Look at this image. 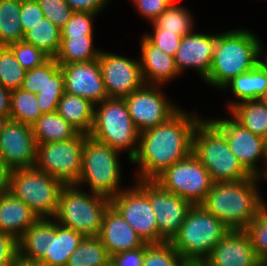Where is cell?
<instances>
[{
  "instance_id": "obj_1",
  "label": "cell",
  "mask_w": 267,
  "mask_h": 266,
  "mask_svg": "<svg viewBox=\"0 0 267 266\" xmlns=\"http://www.w3.org/2000/svg\"><path fill=\"white\" fill-rule=\"evenodd\" d=\"M201 120L196 112L189 115L181 108L166 122L139 132L137 152L130 161L139 167L137 180H155L172 164L189 156L193 133Z\"/></svg>"
},
{
  "instance_id": "obj_2",
  "label": "cell",
  "mask_w": 267,
  "mask_h": 266,
  "mask_svg": "<svg viewBox=\"0 0 267 266\" xmlns=\"http://www.w3.org/2000/svg\"><path fill=\"white\" fill-rule=\"evenodd\" d=\"M260 179L214 182L201 206L230 230H245L266 204L257 186Z\"/></svg>"
},
{
  "instance_id": "obj_3",
  "label": "cell",
  "mask_w": 267,
  "mask_h": 266,
  "mask_svg": "<svg viewBox=\"0 0 267 266\" xmlns=\"http://www.w3.org/2000/svg\"><path fill=\"white\" fill-rule=\"evenodd\" d=\"M263 50L257 35L246 29L217 34L212 66L204 82L222 89L232 78L248 72L262 61Z\"/></svg>"
},
{
  "instance_id": "obj_4",
  "label": "cell",
  "mask_w": 267,
  "mask_h": 266,
  "mask_svg": "<svg viewBox=\"0 0 267 266\" xmlns=\"http://www.w3.org/2000/svg\"><path fill=\"white\" fill-rule=\"evenodd\" d=\"M230 230L201 205L193 206L170 241L190 266H199Z\"/></svg>"
},
{
  "instance_id": "obj_5",
  "label": "cell",
  "mask_w": 267,
  "mask_h": 266,
  "mask_svg": "<svg viewBox=\"0 0 267 266\" xmlns=\"http://www.w3.org/2000/svg\"><path fill=\"white\" fill-rule=\"evenodd\" d=\"M192 152L213 182H237L251 177L229 148L225 136L209 119H202L195 128Z\"/></svg>"
},
{
  "instance_id": "obj_6",
  "label": "cell",
  "mask_w": 267,
  "mask_h": 266,
  "mask_svg": "<svg viewBox=\"0 0 267 266\" xmlns=\"http://www.w3.org/2000/svg\"><path fill=\"white\" fill-rule=\"evenodd\" d=\"M110 205L111 200L107 197L86 193L75 184L64 185L54 219L83 237H98L105 211Z\"/></svg>"
},
{
  "instance_id": "obj_7",
  "label": "cell",
  "mask_w": 267,
  "mask_h": 266,
  "mask_svg": "<svg viewBox=\"0 0 267 266\" xmlns=\"http://www.w3.org/2000/svg\"><path fill=\"white\" fill-rule=\"evenodd\" d=\"M88 136L121 153L128 150V159L132 160L138 148L139 131L131 120L124 98H108L95 105Z\"/></svg>"
},
{
  "instance_id": "obj_8",
  "label": "cell",
  "mask_w": 267,
  "mask_h": 266,
  "mask_svg": "<svg viewBox=\"0 0 267 266\" xmlns=\"http://www.w3.org/2000/svg\"><path fill=\"white\" fill-rule=\"evenodd\" d=\"M121 152L109 145L102 144L91 137L85 139L82 167L75 185L87 184L90 192L110 200L117 196L121 189V165L118 159ZM121 186V187H120Z\"/></svg>"
},
{
  "instance_id": "obj_9",
  "label": "cell",
  "mask_w": 267,
  "mask_h": 266,
  "mask_svg": "<svg viewBox=\"0 0 267 266\" xmlns=\"http://www.w3.org/2000/svg\"><path fill=\"white\" fill-rule=\"evenodd\" d=\"M64 184L35 167L11 170L9 192L27 204L38 218H54Z\"/></svg>"
},
{
  "instance_id": "obj_10",
  "label": "cell",
  "mask_w": 267,
  "mask_h": 266,
  "mask_svg": "<svg viewBox=\"0 0 267 266\" xmlns=\"http://www.w3.org/2000/svg\"><path fill=\"white\" fill-rule=\"evenodd\" d=\"M87 134L78 133L67 141L37 144L34 167L54 176L64 185L76 184L82 167L83 148Z\"/></svg>"
},
{
  "instance_id": "obj_11",
  "label": "cell",
  "mask_w": 267,
  "mask_h": 266,
  "mask_svg": "<svg viewBox=\"0 0 267 266\" xmlns=\"http://www.w3.org/2000/svg\"><path fill=\"white\" fill-rule=\"evenodd\" d=\"M154 181L164 190L184 198L193 206L204 202L214 183L208 170L193 152L172 164Z\"/></svg>"
},
{
  "instance_id": "obj_12",
  "label": "cell",
  "mask_w": 267,
  "mask_h": 266,
  "mask_svg": "<svg viewBox=\"0 0 267 266\" xmlns=\"http://www.w3.org/2000/svg\"><path fill=\"white\" fill-rule=\"evenodd\" d=\"M147 194L158 225V244L170 242L177 234L193 205L184 198L164 190L154 180H137Z\"/></svg>"
},
{
  "instance_id": "obj_13",
  "label": "cell",
  "mask_w": 267,
  "mask_h": 266,
  "mask_svg": "<svg viewBox=\"0 0 267 266\" xmlns=\"http://www.w3.org/2000/svg\"><path fill=\"white\" fill-rule=\"evenodd\" d=\"M160 85L144 84L124 100L136 129L141 132L166 122L180 107L170 102Z\"/></svg>"
},
{
  "instance_id": "obj_14",
  "label": "cell",
  "mask_w": 267,
  "mask_h": 266,
  "mask_svg": "<svg viewBox=\"0 0 267 266\" xmlns=\"http://www.w3.org/2000/svg\"><path fill=\"white\" fill-rule=\"evenodd\" d=\"M135 186V187H134ZM111 199V205L144 243L158 244V225L147 194L135 184Z\"/></svg>"
},
{
  "instance_id": "obj_15",
  "label": "cell",
  "mask_w": 267,
  "mask_h": 266,
  "mask_svg": "<svg viewBox=\"0 0 267 266\" xmlns=\"http://www.w3.org/2000/svg\"><path fill=\"white\" fill-rule=\"evenodd\" d=\"M227 140L229 148L238 159L241 166L251 175L262 178L265 175V170H261L256 165L260 159L266 157L264 154L263 137L255 135L233 117L232 119H210L209 120ZM260 169V170H259Z\"/></svg>"
},
{
  "instance_id": "obj_16",
  "label": "cell",
  "mask_w": 267,
  "mask_h": 266,
  "mask_svg": "<svg viewBox=\"0 0 267 266\" xmlns=\"http://www.w3.org/2000/svg\"><path fill=\"white\" fill-rule=\"evenodd\" d=\"M98 61L108 98H124L145 84L140 60L101 51Z\"/></svg>"
},
{
  "instance_id": "obj_17",
  "label": "cell",
  "mask_w": 267,
  "mask_h": 266,
  "mask_svg": "<svg viewBox=\"0 0 267 266\" xmlns=\"http://www.w3.org/2000/svg\"><path fill=\"white\" fill-rule=\"evenodd\" d=\"M36 152L32 126L9 119L0 133V158L12 170L34 167Z\"/></svg>"
},
{
  "instance_id": "obj_18",
  "label": "cell",
  "mask_w": 267,
  "mask_h": 266,
  "mask_svg": "<svg viewBox=\"0 0 267 266\" xmlns=\"http://www.w3.org/2000/svg\"><path fill=\"white\" fill-rule=\"evenodd\" d=\"M65 92L90 100L94 105L108 99L98 59L60 64Z\"/></svg>"
},
{
  "instance_id": "obj_19",
  "label": "cell",
  "mask_w": 267,
  "mask_h": 266,
  "mask_svg": "<svg viewBox=\"0 0 267 266\" xmlns=\"http://www.w3.org/2000/svg\"><path fill=\"white\" fill-rule=\"evenodd\" d=\"M199 266H263L245 230H228Z\"/></svg>"
},
{
  "instance_id": "obj_20",
  "label": "cell",
  "mask_w": 267,
  "mask_h": 266,
  "mask_svg": "<svg viewBox=\"0 0 267 266\" xmlns=\"http://www.w3.org/2000/svg\"><path fill=\"white\" fill-rule=\"evenodd\" d=\"M216 42L217 34L192 32L183 36L174 55L179 74H182L187 68H193L204 80L212 66Z\"/></svg>"
},
{
  "instance_id": "obj_21",
  "label": "cell",
  "mask_w": 267,
  "mask_h": 266,
  "mask_svg": "<svg viewBox=\"0 0 267 266\" xmlns=\"http://www.w3.org/2000/svg\"><path fill=\"white\" fill-rule=\"evenodd\" d=\"M98 238L110 256L135 250L145 244L112 205L105 211Z\"/></svg>"
},
{
  "instance_id": "obj_22",
  "label": "cell",
  "mask_w": 267,
  "mask_h": 266,
  "mask_svg": "<svg viewBox=\"0 0 267 266\" xmlns=\"http://www.w3.org/2000/svg\"><path fill=\"white\" fill-rule=\"evenodd\" d=\"M140 47V67L145 84L162 85L180 76L173 56L164 53L145 36L142 37Z\"/></svg>"
},
{
  "instance_id": "obj_23",
  "label": "cell",
  "mask_w": 267,
  "mask_h": 266,
  "mask_svg": "<svg viewBox=\"0 0 267 266\" xmlns=\"http://www.w3.org/2000/svg\"><path fill=\"white\" fill-rule=\"evenodd\" d=\"M84 237L74 229L48 218V244L45 257L40 261L46 266H67L71 254Z\"/></svg>"
},
{
  "instance_id": "obj_24",
  "label": "cell",
  "mask_w": 267,
  "mask_h": 266,
  "mask_svg": "<svg viewBox=\"0 0 267 266\" xmlns=\"http://www.w3.org/2000/svg\"><path fill=\"white\" fill-rule=\"evenodd\" d=\"M37 219L30 207L10 192L0 194V231L18 240Z\"/></svg>"
},
{
  "instance_id": "obj_25",
  "label": "cell",
  "mask_w": 267,
  "mask_h": 266,
  "mask_svg": "<svg viewBox=\"0 0 267 266\" xmlns=\"http://www.w3.org/2000/svg\"><path fill=\"white\" fill-rule=\"evenodd\" d=\"M228 88L240 100L238 102L259 99L267 89V56L264 55L263 60L253 69L232 78L223 86L222 90Z\"/></svg>"
},
{
  "instance_id": "obj_26",
  "label": "cell",
  "mask_w": 267,
  "mask_h": 266,
  "mask_svg": "<svg viewBox=\"0 0 267 266\" xmlns=\"http://www.w3.org/2000/svg\"><path fill=\"white\" fill-rule=\"evenodd\" d=\"M94 110L95 105L90 100L65 92L56 112L79 133L88 135L94 121Z\"/></svg>"
},
{
  "instance_id": "obj_27",
  "label": "cell",
  "mask_w": 267,
  "mask_h": 266,
  "mask_svg": "<svg viewBox=\"0 0 267 266\" xmlns=\"http://www.w3.org/2000/svg\"><path fill=\"white\" fill-rule=\"evenodd\" d=\"M228 112L244 128L263 137L267 132V106L259 99L228 102Z\"/></svg>"
},
{
  "instance_id": "obj_28",
  "label": "cell",
  "mask_w": 267,
  "mask_h": 266,
  "mask_svg": "<svg viewBox=\"0 0 267 266\" xmlns=\"http://www.w3.org/2000/svg\"><path fill=\"white\" fill-rule=\"evenodd\" d=\"M32 128L37 144L67 141L79 133L57 112L43 114Z\"/></svg>"
},
{
  "instance_id": "obj_29",
  "label": "cell",
  "mask_w": 267,
  "mask_h": 266,
  "mask_svg": "<svg viewBox=\"0 0 267 266\" xmlns=\"http://www.w3.org/2000/svg\"><path fill=\"white\" fill-rule=\"evenodd\" d=\"M48 244V218H38L18 239V255L40 262Z\"/></svg>"
},
{
  "instance_id": "obj_30",
  "label": "cell",
  "mask_w": 267,
  "mask_h": 266,
  "mask_svg": "<svg viewBox=\"0 0 267 266\" xmlns=\"http://www.w3.org/2000/svg\"><path fill=\"white\" fill-rule=\"evenodd\" d=\"M93 42V35L61 37L60 48L55 59L59 64L87 62L98 59L102 50L95 48Z\"/></svg>"
},
{
  "instance_id": "obj_31",
  "label": "cell",
  "mask_w": 267,
  "mask_h": 266,
  "mask_svg": "<svg viewBox=\"0 0 267 266\" xmlns=\"http://www.w3.org/2000/svg\"><path fill=\"white\" fill-rule=\"evenodd\" d=\"M60 31L58 26L44 17L24 33L22 41L37 47L50 58H55L61 43Z\"/></svg>"
},
{
  "instance_id": "obj_32",
  "label": "cell",
  "mask_w": 267,
  "mask_h": 266,
  "mask_svg": "<svg viewBox=\"0 0 267 266\" xmlns=\"http://www.w3.org/2000/svg\"><path fill=\"white\" fill-rule=\"evenodd\" d=\"M20 13L21 0H0V46L23 40Z\"/></svg>"
},
{
  "instance_id": "obj_33",
  "label": "cell",
  "mask_w": 267,
  "mask_h": 266,
  "mask_svg": "<svg viewBox=\"0 0 267 266\" xmlns=\"http://www.w3.org/2000/svg\"><path fill=\"white\" fill-rule=\"evenodd\" d=\"M67 266H110V255L98 237H84Z\"/></svg>"
},
{
  "instance_id": "obj_34",
  "label": "cell",
  "mask_w": 267,
  "mask_h": 266,
  "mask_svg": "<svg viewBox=\"0 0 267 266\" xmlns=\"http://www.w3.org/2000/svg\"><path fill=\"white\" fill-rule=\"evenodd\" d=\"M153 30L177 33L185 36L193 32V16L186 7L175 2L162 12L153 22Z\"/></svg>"
},
{
  "instance_id": "obj_35",
  "label": "cell",
  "mask_w": 267,
  "mask_h": 266,
  "mask_svg": "<svg viewBox=\"0 0 267 266\" xmlns=\"http://www.w3.org/2000/svg\"><path fill=\"white\" fill-rule=\"evenodd\" d=\"M43 115L34 93L22 88L11 91L10 119L33 126Z\"/></svg>"
},
{
  "instance_id": "obj_36",
  "label": "cell",
  "mask_w": 267,
  "mask_h": 266,
  "mask_svg": "<svg viewBox=\"0 0 267 266\" xmlns=\"http://www.w3.org/2000/svg\"><path fill=\"white\" fill-rule=\"evenodd\" d=\"M26 69L7 46H0V84L9 90L22 87Z\"/></svg>"
},
{
  "instance_id": "obj_37",
  "label": "cell",
  "mask_w": 267,
  "mask_h": 266,
  "mask_svg": "<svg viewBox=\"0 0 267 266\" xmlns=\"http://www.w3.org/2000/svg\"><path fill=\"white\" fill-rule=\"evenodd\" d=\"M143 266H190L170 242L145 243Z\"/></svg>"
},
{
  "instance_id": "obj_38",
  "label": "cell",
  "mask_w": 267,
  "mask_h": 266,
  "mask_svg": "<svg viewBox=\"0 0 267 266\" xmlns=\"http://www.w3.org/2000/svg\"><path fill=\"white\" fill-rule=\"evenodd\" d=\"M245 231L249 234L253 249L263 266H267V205L257 213Z\"/></svg>"
},
{
  "instance_id": "obj_39",
  "label": "cell",
  "mask_w": 267,
  "mask_h": 266,
  "mask_svg": "<svg viewBox=\"0 0 267 266\" xmlns=\"http://www.w3.org/2000/svg\"><path fill=\"white\" fill-rule=\"evenodd\" d=\"M64 93V75L60 69L53 77H48L47 85L36 94L42 113L56 112Z\"/></svg>"
},
{
  "instance_id": "obj_40",
  "label": "cell",
  "mask_w": 267,
  "mask_h": 266,
  "mask_svg": "<svg viewBox=\"0 0 267 266\" xmlns=\"http://www.w3.org/2000/svg\"><path fill=\"white\" fill-rule=\"evenodd\" d=\"M60 70V64L55 58H49L45 63L33 69L26 70L22 89L37 94L48 83V77H53Z\"/></svg>"
},
{
  "instance_id": "obj_41",
  "label": "cell",
  "mask_w": 267,
  "mask_h": 266,
  "mask_svg": "<svg viewBox=\"0 0 267 266\" xmlns=\"http://www.w3.org/2000/svg\"><path fill=\"white\" fill-rule=\"evenodd\" d=\"M21 66L30 70L45 63L50 57L37 47L20 41L7 46Z\"/></svg>"
},
{
  "instance_id": "obj_42",
  "label": "cell",
  "mask_w": 267,
  "mask_h": 266,
  "mask_svg": "<svg viewBox=\"0 0 267 266\" xmlns=\"http://www.w3.org/2000/svg\"><path fill=\"white\" fill-rule=\"evenodd\" d=\"M97 13L73 12L70 20L61 28V37H84L93 35V20Z\"/></svg>"
},
{
  "instance_id": "obj_43",
  "label": "cell",
  "mask_w": 267,
  "mask_h": 266,
  "mask_svg": "<svg viewBox=\"0 0 267 266\" xmlns=\"http://www.w3.org/2000/svg\"><path fill=\"white\" fill-rule=\"evenodd\" d=\"M45 18L60 29L70 20L73 10L65 0H37Z\"/></svg>"
},
{
  "instance_id": "obj_44",
  "label": "cell",
  "mask_w": 267,
  "mask_h": 266,
  "mask_svg": "<svg viewBox=\"0 0 267 266\" xmlns=\"http://www.w3.org/2000/svg\"><path fill=\"white\" fill-rule=\"evenodd\" d=\"M144 36L164 53L173 57L182 41V36L177 33L164 32V30H153V33H147Z\"/></svg>"
},
{
  "instance_id": "obj_45",
  "label": "cell",
  "mask_w": 267,
  "mask_h": 266,
  "mask_svg": "<svg viewBox=\"0 0 267 266\" xmlns=\"http://www.w3.org/2000/svg\"><path fill=\"white\" fill-rule=\"evenodd\" d=\"M140 13L147 21L152 23L162 12H164L175 0H133Z\"/></svg>"
},
{
  "instance_id": "obj_46",
  "label": "cell",
  "mask_w": 267,
  "mask_h": 266,
  "mask_svg": "<svg viewBox=\"0 0 267 266\" xmlns=\"http://www.w3.org/2000/svg\"><path fill=\"white\" fill-rule=\"evenodd\" d=\"M37 0H21L20 22L24 33L44 18Z\"/></svg>"
},
{
  "instance_id": "obj_47",
  "label": "cell",
  "mask_w": 267,
  "mask_h": 266,
  "mask_svg": "<svg viewBox=\"0 0 267 266\" xmlns=\"http://www.w3.org/2000/svg\"><path fill=\"white\" fill-rule=\"evenodd\" d=\"M18 256V240L0 231V266H12Z\"/></svg>"
},
{
  "instance_id": "obj_48",
  "label": "cell",
  "mask_w": 267,
  "mask_h": 266,
  "mask_svg": "<svg viewBox=\"0 0 267 266\" xmlns=\"http://www.w3.org/2000/svg\"><path fill=\"white\" fill-rule=\"evenodd\" d=\"M145 244L131 251H124L110 256V266H143Z\"/></svg>"
},
{
  "instance_id": "obj_49",
  "label": "cell",
  "mask_w": 267,
  "mask_h": 266,
  "mask_svg": "<svg viewBox=\"0 0 267 266\" xmlns=\"http://www.w3.org/2000/svg\"><path fill=\"white\" fill-rule=\"evenodd\" d=\"M74 12L99 13L109 0H65Z\"/></svg>"
},
{
  "instance_id": "obj_50",
  "label": "cell",
  "mask_w": 267,
  "mask_h": 266,
  "mask_svg": "<svg viewBox=\"0 0 267 266\" xmlns=\"http://www.w3.org/2000/svg\"><path fill=\"white\" fill-rule=\"evenodd\" d=\"M11 170L0 158V194L9 192Z\"/></svg>"
},
{
  "instance_id": "obj_51",
  "label": "cell",
  "mask_w": 267,
  "mask_h": 266,
  "mask_svg": "<svg viewBox=\"0 0 267 266\" xmlns=\"http://www.w3.org/2000/svg\"><path fill=\"white\" fill-rule=\"evenodd\" d=\"M10 99L11 90L0 84V116H5L8 119H10Z\"/></svg>"
},
{
  "instance_id": "obj_52",
  "label": "cell",
  "mask_w": 267,
  "mask_h": 266,
  "mask_svg": "<svg viewBox=\"0 0 267 266\" xmlns=\"http://www.w3.org/2000/svg\"><path fill=\"white\" fill-rule=\"evenodd\" d=\"M12 266H46L41 262L38 261H30L24 258H21L19 255L14 260V263Z\"/></svg>"
},
{
  "instance_id": "obj_53",
  "label": "cell",
  "mask_w": 267,
  "mask_h": 266,
  "mask_svg": "<svg viewBox=\"0 0 267 266\" xmlns=\"http://www.w3.org/2000/svg\"><path fill=\"white\" fill-rule=\"evenodd\" d=\"M9 119L5 116H0V133L2 132L4 125Z\"/></svg>"
},
{
  "instance_id": "obj_54",
  "label": "cell",
  "mask_w": 267,
  "mask_h": 266,
  "mask_svg": "<svg viewBox=\"0 0 267 266\" xmlns=\"http://www.w3.org/2000/svg\"><path fill=\"white\" fill-rule=\"evenodd\" d=\"M263 147H264V154L266 157V163H267V132L266 134L263 136Z\"/></svg>"
},
{
  "instance_id": "obj_55",
  "label": "cell",
  "mask_w": 267,
  "mask_h": 266,
  "mask_svg": "<svg viewBox=\"0 0 267 266\" xmlns=\"http://www.w3.org/2000/svg\"><path fill=\"white\" fill-rule=\"evenodd\" d=\"M259 100L267 106V89L266 91L260 96Z\"/></svg>"
},
{
  "instance_id": "obj_56",
  "label": "cell",
  "mask_w": 267,
  "mask_h": 266,
  "mask_svg": "<svg viewBox=\"0 0 267 266\" xmlns=\"http://www.w3.org/2000/svg\"><path fill=\"white\" fill-rule=\"evenodd\" d=\"M265 170V175H264V178L267 179V166H266V169Z\"/></svg>"
}]
</instances>
